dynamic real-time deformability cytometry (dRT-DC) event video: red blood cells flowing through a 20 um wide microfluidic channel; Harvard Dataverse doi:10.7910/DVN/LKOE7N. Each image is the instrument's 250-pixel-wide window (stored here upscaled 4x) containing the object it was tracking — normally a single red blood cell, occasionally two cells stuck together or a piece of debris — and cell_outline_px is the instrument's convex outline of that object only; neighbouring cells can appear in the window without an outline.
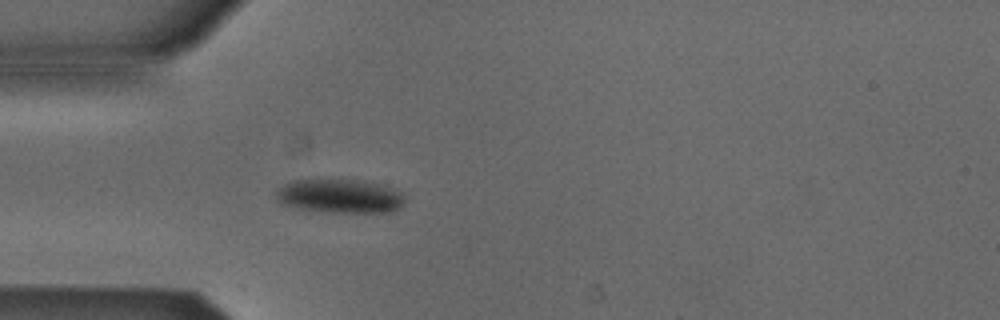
{"species": "Egyptian fruit bat (a non-hibernating species)", "species_latin": "Rousettus aegyptiacus", "temperature_condition": "cold", "stored_images_in_passage": 39, "camera_frame_rate_fps": 3000, "um_per_image_px": 0.085, "animal": {"sex": "male"}, "frame": {"image": 1, "passage_image": 1, "time_ms": 0.0, "image_size_px": [1000, 320], "cell_outline_px": [[404, 200], [400, 208], [392, 212], [324, 212], [296, 208], [280, 204], [276, 200], [272, 192], [276, 188], [288, 180], [364, 180], [384, 184], [404, 192]], "centroid_in_image_um": [28.84, 16.66], "position_along_channel_um": 56.2, "area_um2": 26.24}}
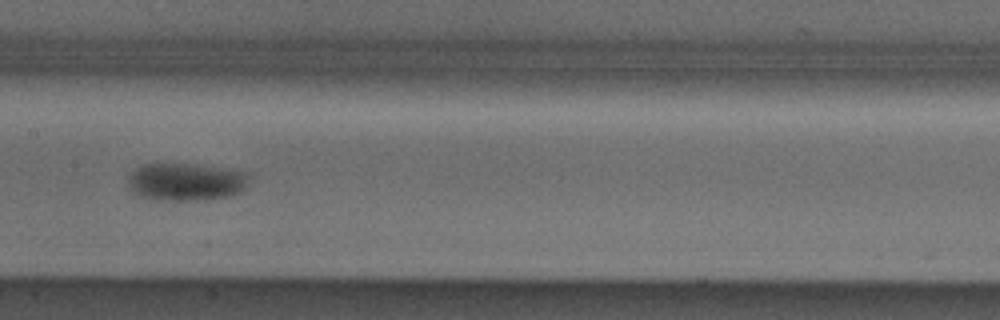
{"frame": {"image": 2, "passage_image": 12, "time_ms": 3.667, "image_size_px": [1000, 320], "cell_outline_px": [[248, 188], [240, 192], [228, 196], [200, 200], [156, 200], [140, 196], [132, 192], [128, 184], [128, 180], [132, 172], [136, 168], [144, 164], [188, 164], [248, 172]], "centroid_in_image_um": [15.8, 15.47], "position_along_channel_um": 191.6, "area_um2": 26.41}}
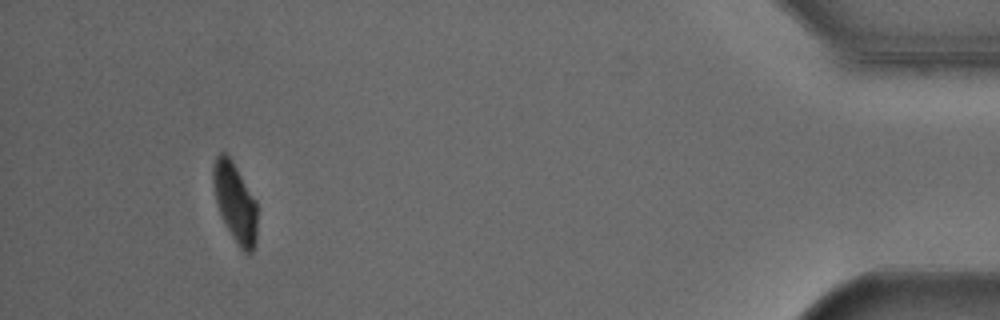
{"frame": {"image": 3, "passage_image": 35, "time_ms": 11.333, "image_size_px": [1000, 320], "cell_outline_px": [[256, 244], [252, 252], [248, 256], [240, 248], [232, 236], [220, 212], [216, 200], [212, 180], [212, 168], [216, 156], [220, 152], [224, 152], [228, 156], [236, 168], [256, 200]], "centroid_in_image_um": [19.98, 17.22], "position_along_channel_um": 415.2, "area_um2": 20.0}, "authors_computed_cell_mechanics": {"area_um2": 24.6228, "velocity_mm_per_s": 3.8427, "shape_relaxation_time_tau1_ms": 2.5719, "shape_relaxation_time_tau2_ms": null, "deformation_change_tau1": 0.0857, "deformation_change_tau2": null}}